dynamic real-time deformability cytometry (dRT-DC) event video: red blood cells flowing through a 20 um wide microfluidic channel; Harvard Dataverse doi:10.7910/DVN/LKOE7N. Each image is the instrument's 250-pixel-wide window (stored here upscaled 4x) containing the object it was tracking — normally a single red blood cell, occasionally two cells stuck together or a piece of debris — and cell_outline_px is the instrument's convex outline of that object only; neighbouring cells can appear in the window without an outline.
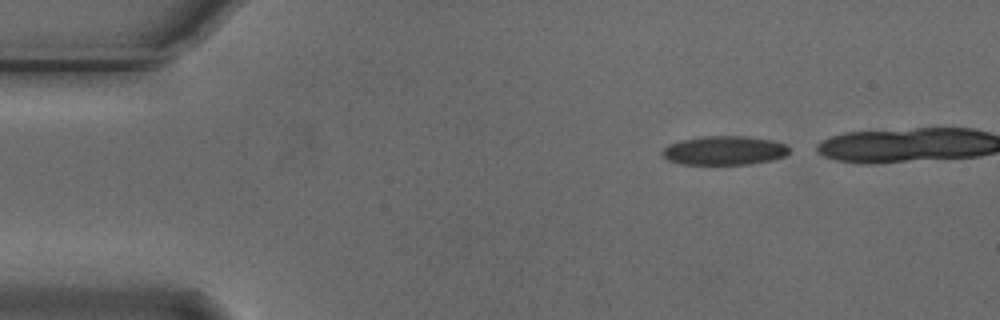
{"species": "Egyptian fruit bat (a non-hibernating species)", "species_latin": "Rousettus aegyptiacus", "temperature_condition": "cold", "stored_images_in_passage": 4, "camera_frame_rate_fps": 3000, "um_per_image_px": 0.085, "animal": {"sex": "male"}, "frame": {"image": 1, "passage_image": 1, "time_ms": 0.0, "image_size_px": [1000, 320], "cell_outline_px": [[788, 152], [784, 156], [772, 160], [752, 164], [680, 164], [668, 160], [660, 152], [668, 144], [680, 140], [704, 136], [744, 136], [772, 140], [788, 144]], "centroid_in_image_um": [61.56, 12.79], "position_along_channel_um": 23.4, "area_um2": 21.5}}